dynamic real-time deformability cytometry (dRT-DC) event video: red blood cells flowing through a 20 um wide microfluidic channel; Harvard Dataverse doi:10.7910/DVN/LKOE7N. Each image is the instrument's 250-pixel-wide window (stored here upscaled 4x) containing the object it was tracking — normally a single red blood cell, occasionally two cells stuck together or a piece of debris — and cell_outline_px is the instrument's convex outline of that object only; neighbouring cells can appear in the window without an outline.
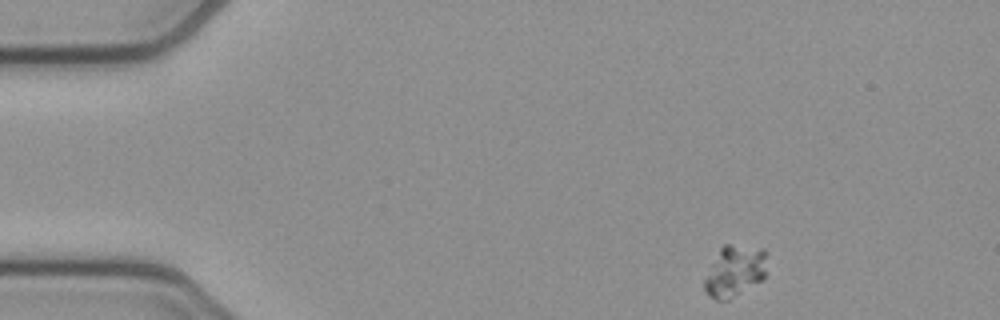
{"species": "common noctule bat (a hibernating species)", "species_latin": "Nyctalus noctula", "temperature_condition": "cold", "stored_images_in_passage": 48, "camera_frame_rate_fps": 3000, "um_per_image_px": 0.085, "animal": {"sex": "female", "body_mass_g": 21.9}, "frame": {"image": 1, "passage_image": 1, "time_ms": 0.0, "image_size_px": [1000, 320], "cell_outline_px": [[768, 252], [764, 280], [728, 300], [716, 300], [708, 296], [704, 292], [704, 280], [720, 248], [724, 244], [728, 244], [764, 248]], "centroid_in_image_um": [62.49, 23.05], "position_along_channel_um": 22.5, "area_um2": 18.96}}
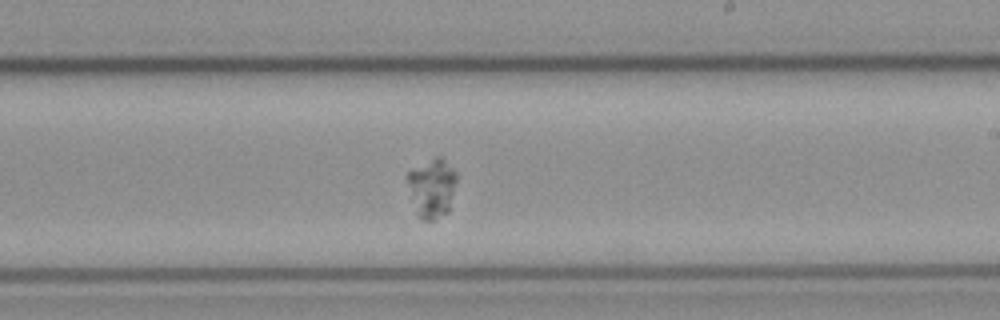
{"frame": {"image": 2, "passage_image": 26, "time_ms": 8.333, "image_size_px": [1000, 320], "cell_outline_px": [[456, 180], [448, 212], [436, 220], [420, 220], [416, 212], [404, 176], [408, 172], [436, 156], [440, 156], [456, 172]], "centroid_in_image_um": [36.69, 15.99], "position_along_channel_um": 252.3, "area_um2": 16.88}}
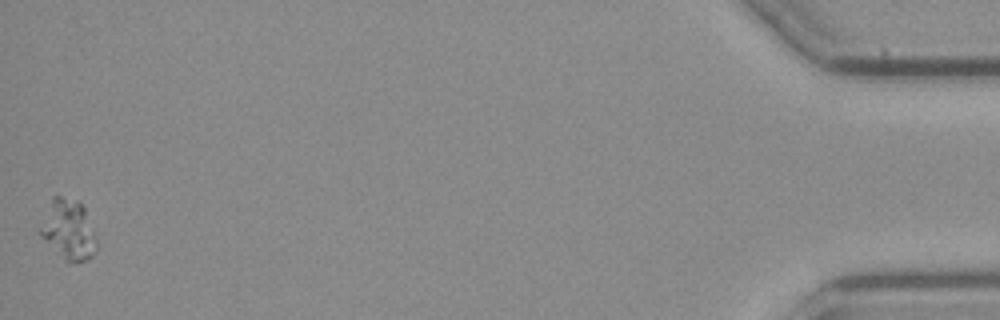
{"frame": {"image": 3, "passage_image": 48, "time_ms": 15.667, "image_size_px": [1000, 320], "cell_outline_px": [[96, 248], [92, 256], [84, 260], [64, 260], [40, 236], [36, 228], [52, 196], [60, 196], [80, 204], [84, 208], [96, 240]], "centroid_in_image_um": [5.73, 19.51], "position_along_channel_um": 429.5, "area_um2": 19.36}}